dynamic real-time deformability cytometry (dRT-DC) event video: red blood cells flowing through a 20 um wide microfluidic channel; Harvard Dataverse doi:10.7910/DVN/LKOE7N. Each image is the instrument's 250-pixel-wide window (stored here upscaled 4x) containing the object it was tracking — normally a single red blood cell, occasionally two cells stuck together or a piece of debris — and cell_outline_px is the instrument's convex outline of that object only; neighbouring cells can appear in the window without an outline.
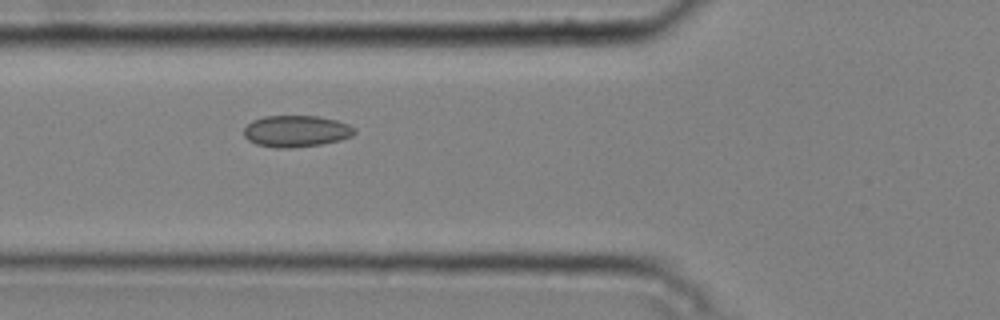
{"species": "common noctule bat (a hibernating species)", "species_latin": "Nyctalus noctula", "temperature_condition": "cold", "stored_images_in_passage": 7, "camera_frame_rate_fps": 3000, "um_per_image_px": 0.085, "animal": {"sex": "male", "body_mass_g": 20.4}, "frame": {"image": 1, "passage_image": 6, "time_ms": 1.667, "image_size_px": [1000, 320], "cell_outline_px": [[356, 132], [352, 136], [340, 140], [320, 144], [292, 148], [276, 148], [256, 144], [248, 140], [244, 136], [244, 128], [252, 120], [264, 116], [320, 116], [336, 120], [348, 124], [356, 128]], "centroid_in_image_um": [25.18, 11.15], "position_along_channel_um": 100.6, "area_um2": 20.46}}
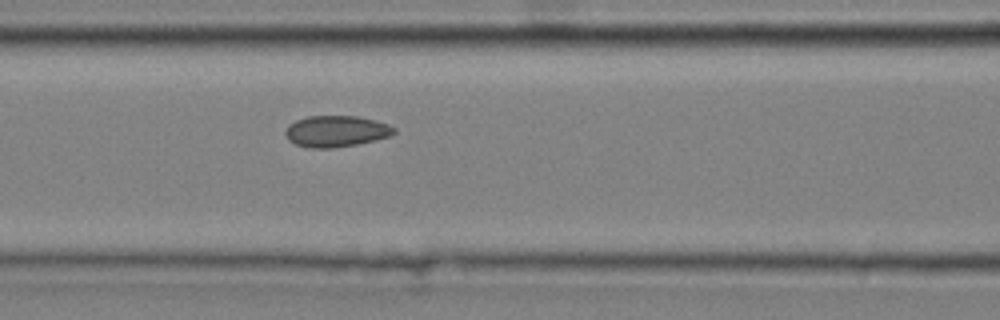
{"frame": {"image": 2, "passage_image": 7, "time_ms": 2.0, "image_size_px": [1000, 320], "cell_outline_px": [[396, 132], [392, 136], [376, 140], [356, 144], [332, 148], [308, 148], [296, 144], [288, 140], [284, 132], [288, 124], [296, 120], [308, 116], [356, 116], [376, 120], [388, 124], [396, 128]], "centroid_in_image_um": [28.58, 11.16], "position_along_channel_um": 138.0, "area_um2": 20.0}}